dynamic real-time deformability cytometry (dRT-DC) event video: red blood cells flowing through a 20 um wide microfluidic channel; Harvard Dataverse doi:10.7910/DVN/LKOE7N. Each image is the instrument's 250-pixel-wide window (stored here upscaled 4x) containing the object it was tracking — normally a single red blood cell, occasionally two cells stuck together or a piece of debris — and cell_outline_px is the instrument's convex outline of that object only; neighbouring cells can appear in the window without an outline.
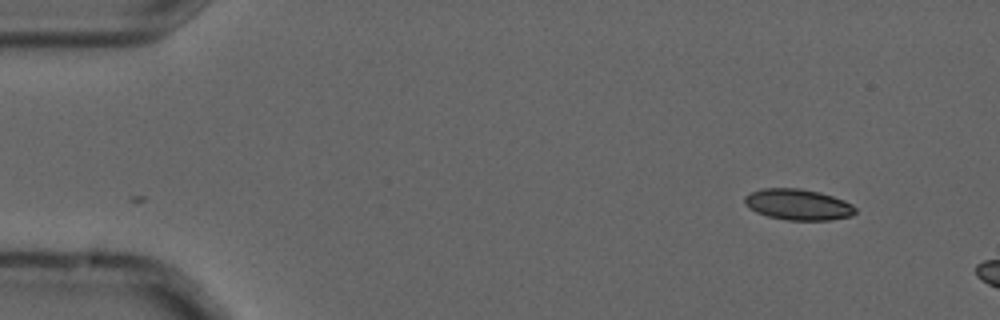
{"species": "common noctule bat (a hibernating species)", "species_latin": "Nyctalus noctula", "temperature_condition": "cold", "stored_images_in_passage": 2, "camera_frame_rate_fps": 3000, "um_per_image_px": 0.085, "animal": {"sex": "male", "forearm_length_mm": 52.5}, "frame": {"image": 1, "passage_image": 2, "time_ms": 0.333, "image_size_px": [1000, 320], "cell_outline_px": [[856, 212], [852, 216], [828, 220], [788, 220], [768, 216], [756, 212], [744, 204], [744, 196], [760, 188], [800, 188], [820, 192], [844, 200], [852, 204], [856, 208]], "centroid_in_image_um": [67.83, 17.38], "position_along_channel_um": 17.2, "area_um2": 20.06}}